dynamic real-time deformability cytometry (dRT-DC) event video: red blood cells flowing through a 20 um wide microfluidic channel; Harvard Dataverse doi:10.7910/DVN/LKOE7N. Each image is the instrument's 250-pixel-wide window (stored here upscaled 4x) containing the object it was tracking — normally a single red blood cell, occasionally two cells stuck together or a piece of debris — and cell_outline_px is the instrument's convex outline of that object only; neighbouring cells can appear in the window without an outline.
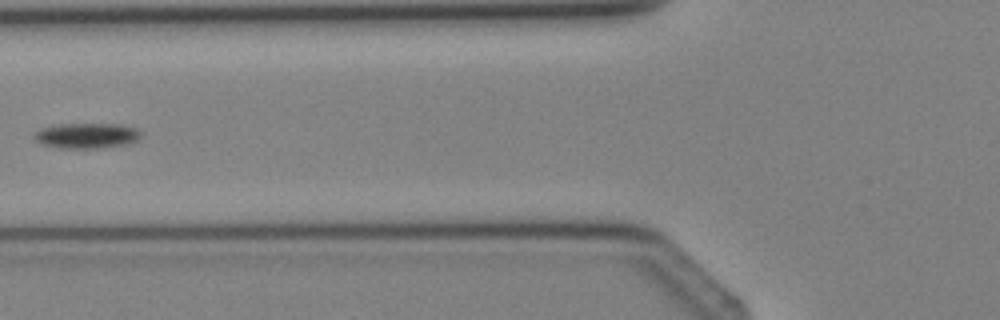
{"species": "Egyptian fruit bat (a non-hibernating species)", "species_latin": "Rousettus aegyptiacus", "temperature_condition": "cold", "stored_images_in_passage": 5, "camera_frame_rate_fps": 3000, "um_per_image_px": 0.085, "animal": {"sex": "female"}, "frame": {"image": 1, "passage_image": 5, "time_ms": 4.667, "image_size_px": [1000, 320], "cell_outline_px": [[140, 140], [124, 144], [100, 148], [60, 148], [44, 144], [36, 140], [32, 136], [32, 132], [40, 128], [60, 124], [120, 124], [136, 128], [140, 132]], "centroid_in_image_um": [7.34, 11.52], "position_along_channel_um": 118.5, "area_um2": 15.78}}